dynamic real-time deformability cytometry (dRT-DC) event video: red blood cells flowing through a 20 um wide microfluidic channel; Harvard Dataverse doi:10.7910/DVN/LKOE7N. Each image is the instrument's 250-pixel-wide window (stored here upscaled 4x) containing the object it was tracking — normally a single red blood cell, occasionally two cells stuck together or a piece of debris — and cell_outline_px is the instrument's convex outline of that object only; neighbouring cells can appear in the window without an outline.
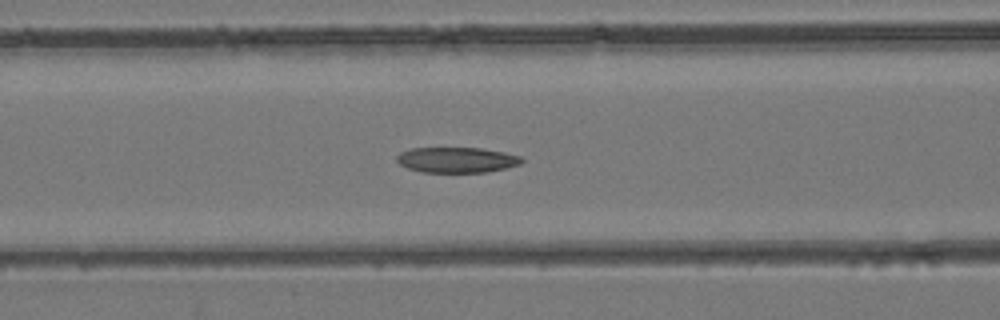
{"species": "common noctule bat (a hibernating species)", "species_latin": "Nyctalus noctula", "temperature_condition": "room temperature", "stored_images_in_passage": 48, "camera_frame_rate_fps": 3000, "um_per_image_px": 0.085, "animal": {"sex": "female", "body_mass_g": 24.6, "forearm_length_mm": 56.2}, "frame": {"image": 1, "passage_image": 20, "time_ms": 6.333, "image_size_px": [1000, 320], "cell_outline_px": [[524, 160], [520, 164], [488, 172], [420, 172], [408, 168], [400, 164], [396, 160], [396, 156], [400, 152], [412, 148], [480, 148], [504, 152], [520, 156]], "centroid_in_image_um": [38.8, 13.59], "position_along_channel_um": 127.8, "area_um2": 18.5}}
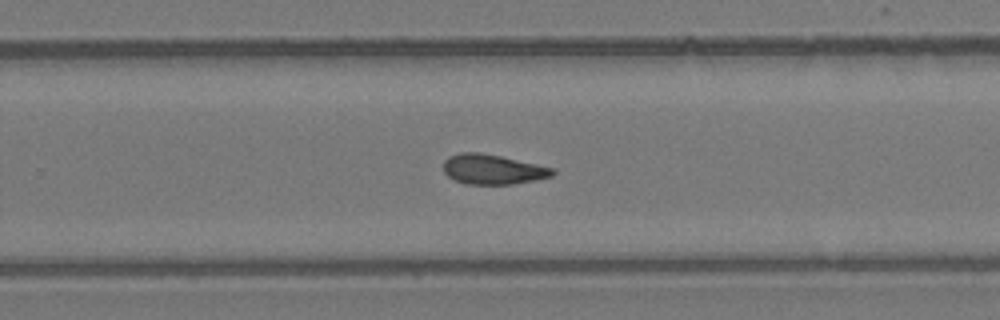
{"frame": {"image": 2, "passage_image": 31, "time_ms": 10.0, "image_size_px": [1000, 320], "cell_outline_px": [[556, 172], [552, 176], [536, 180], [512, 184], [464, 184], [448, 176], [444, 172], [444, 160], [448, 156], [460, 152], [480, 152], [500, 156], [536, 164], [552, 168]], "centroid_in_image_um": [41.86, 14.39], "position_along_channel_um": 287.9, "area_um2": 18.96}}
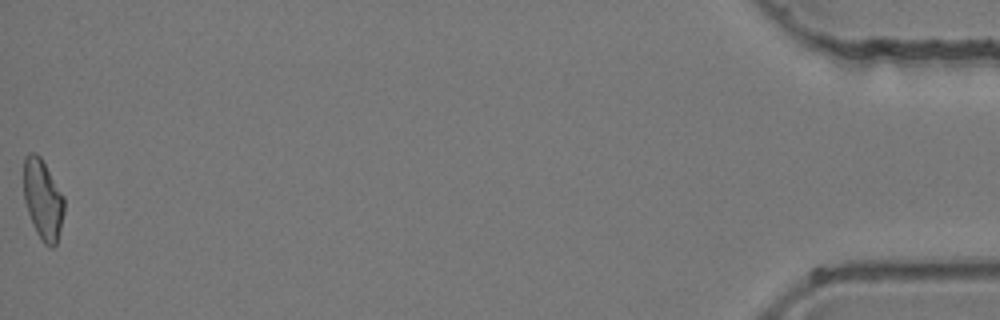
{"frame": {"image": 3, "passage_image": 48, "time_ms": 15.667, "image_size_px": [1000, 320], "cell_outline_px": [[64, 212], [56, 244], [52, 248], [44, 244], [36, 232], [32, 224], [24, 200], [24, 156], [28, 152], [36, 152], [40, 156], [64, 196]], "centroid_in_image_um": [3.63, 16.94], "position_along_channel_um": 431.6, "area_um2": 18.9}}